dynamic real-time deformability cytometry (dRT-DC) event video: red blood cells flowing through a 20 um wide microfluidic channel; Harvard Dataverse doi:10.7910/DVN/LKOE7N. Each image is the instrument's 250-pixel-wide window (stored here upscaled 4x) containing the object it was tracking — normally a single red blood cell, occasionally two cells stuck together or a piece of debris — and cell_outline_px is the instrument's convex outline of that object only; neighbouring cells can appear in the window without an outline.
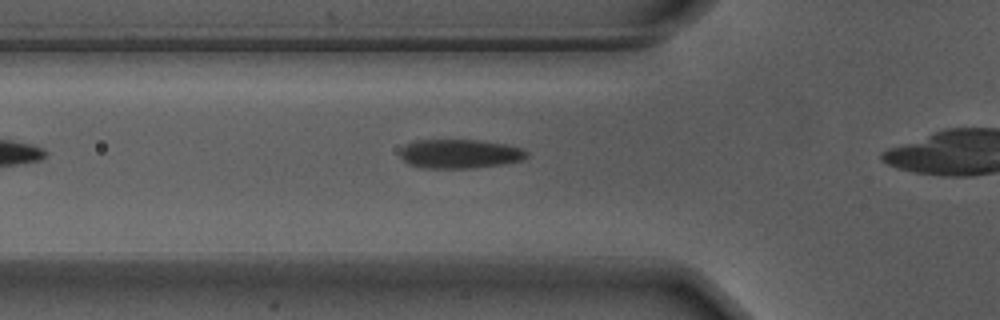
{"species": "Egyptian fruit bat (a non-hibernating species)", "species_latin": "Rousettus aegyptiacus", "temperature_condition": "warm", "stored_images_in_passage": 19, "camera_frame_rate_fps": 3000, "um_per_image_px": 0.085, "animal": {"sex": "male"}, "frame": {"image": 1, "passage_image": 2, "time_ms": 0.333, "image_size_px": [1000, 320], "cell_outline_px": [[528, 156], [524, 160], [500, 164], [472, 168], [420, 168], [408, 164], [400, 156], [400, 152], [408, 144], [416, 140], [476, 140], [508, 144], [520, 148], [528, 152]], "centroid_in_image_um": [39.1, 13.08], "position_along_channel_um": 86.7, "area_um2": 21.39}}
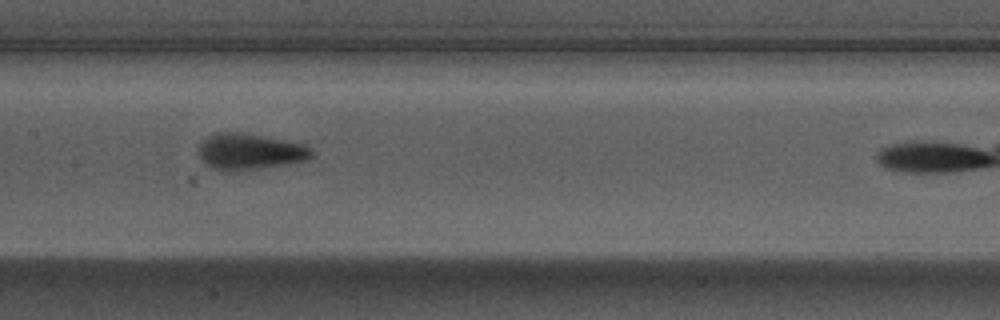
{"frame": {"image": 2, "passage_image": 10, "time_ms": 3.0, "image_size_px": [1000, 320], "cell_outline_px": [[312, 156], [308, 160], [256, 168], [228, 172], [220, 172], [212, 168], [200, 156], [200, 144], [208, 136], [216, 132], [236, 132], [308, 144], [312, 148]], "centroid_in_image_um": [21.25, 12.88], "position_along_channel_um": 186.1, "area_um2": 23.47}}
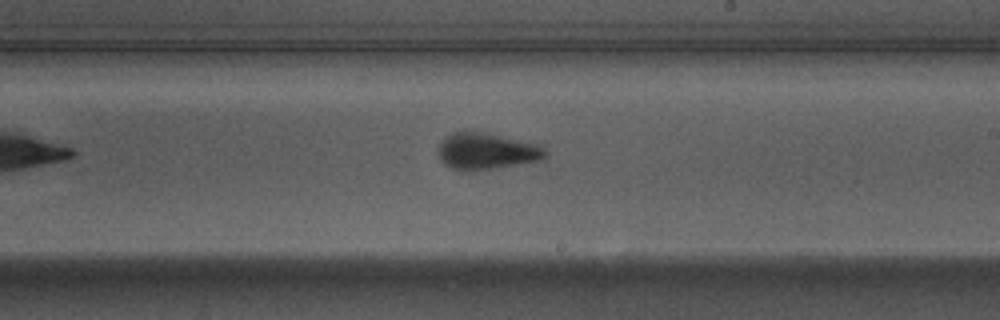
{"frame": {"image": 3, "passage_image": 15, "time_ms": 4.667, "image_size_px": [1000, 320], "cell_outline_px": [[548, 152], [540, 160], [472, 172], [460, 172], [444, 164], [436, 156], [436, 152], [444, 136], [452, 132], [464, 128], [472, 128], [488, 132], [532, 144]], "centroid_in_image_um": [41.17, 12.83], "position_along_channel_um": 247.8, "area_um2": 23.41}}